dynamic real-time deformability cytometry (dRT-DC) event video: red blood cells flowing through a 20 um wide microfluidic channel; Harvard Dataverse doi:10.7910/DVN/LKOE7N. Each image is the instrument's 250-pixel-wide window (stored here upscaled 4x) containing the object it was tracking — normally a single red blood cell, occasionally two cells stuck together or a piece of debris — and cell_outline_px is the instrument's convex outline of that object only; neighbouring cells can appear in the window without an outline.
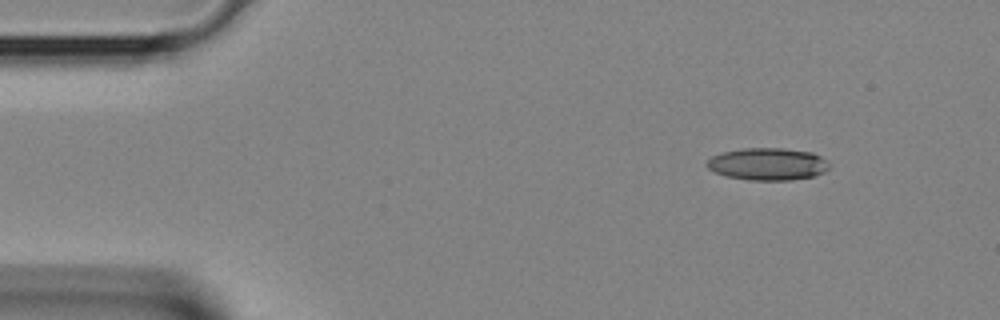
{"species": "Egyptian fruit bat (a non-hibernating species)", "species_latin": "Rousettus aegyptiacus", "temperature_condition": "room temperature", "stored_images_in_passage": 7, "camera_frame_rate_fps": 3000, "um_per_image_px": 0.085, "animal": {"sex": "female"}, "frame": {"image": 1, "passage_image": 1, "time_ms": 0.0, "image_size_px": [1000, 320], "cell_outline_px": [[816, 156], [812, 172], [808, 176], [736, 176], [724, 172], [732, 152], [800, 152]], "centroid_in_image_um": [65.48, 13.95], "position_along_channel_um": 19.5, "area_um2": 14.57}}
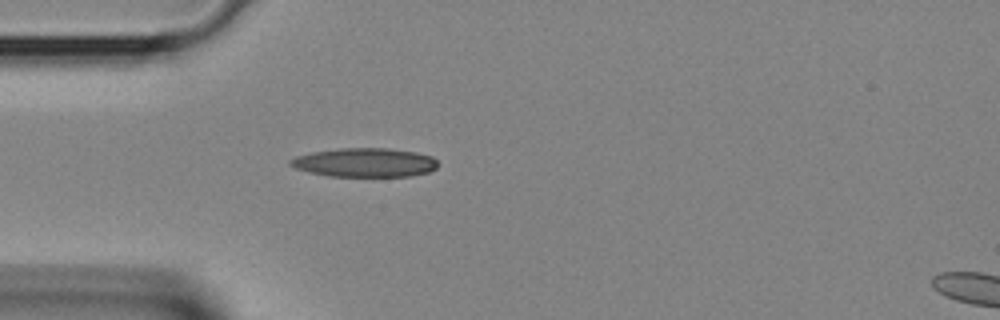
{"frame": {"image": 2, "passage_image": 7, "time_ms": 2.0, "image_size_px": [1000, 320], "cell_outline_px": [[436, 164], [432, 168], [420, 172], [392, 176], [356, 176], [328, 172], [336, 152], [396, 152], [424, 156], [432, 160]], "centroid_in_image_um": [32.21, 13.92], "position_along_channel_um": 52.8, "area_um2": 15.49}}